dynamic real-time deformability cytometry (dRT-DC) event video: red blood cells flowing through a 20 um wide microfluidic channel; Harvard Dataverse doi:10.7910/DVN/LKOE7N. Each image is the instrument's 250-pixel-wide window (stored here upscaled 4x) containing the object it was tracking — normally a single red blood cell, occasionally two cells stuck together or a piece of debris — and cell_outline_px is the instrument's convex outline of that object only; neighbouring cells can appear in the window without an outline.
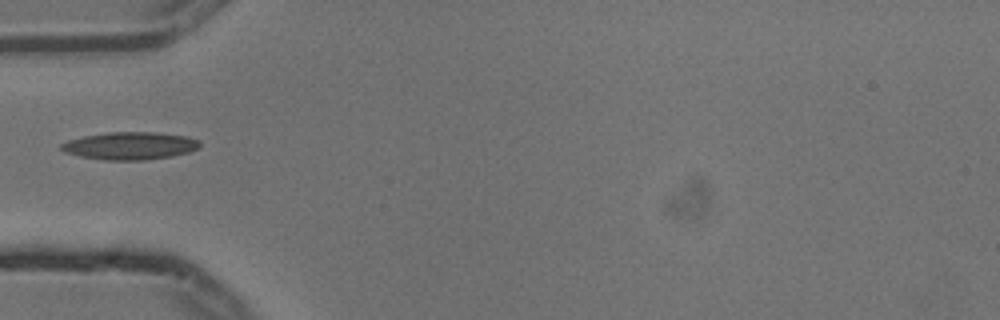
{"species": "common noctule bat (a hibernating species)", "species_latin": "Nyctalus noctula", "temperature_condition": "cold", "stored_images_in_passage": 1, "camera_frame_rate_fps": 3000, "um_per_image_px": 0.085, "animal": {"sex": "male", "body_mass_g": 13.3}, "frame": {"image": 1, "passage_image": 1, "time_ms": 0.0, "image_size_px": [1000, 320], "cell_outline_px": [[200, 148], [188, 152], [172, 156], [144, 160], [104, 160], [80, 156], [64, 152], [60, 148], [60, 144], [68, 140], [84, 136], [108, 132], [156, 132], [188, 136], [200, 140]], "centroid_in_image_um": [11.07, 12.39], "position_along_channel_um": 73.9, "area_um2": 22.43}}